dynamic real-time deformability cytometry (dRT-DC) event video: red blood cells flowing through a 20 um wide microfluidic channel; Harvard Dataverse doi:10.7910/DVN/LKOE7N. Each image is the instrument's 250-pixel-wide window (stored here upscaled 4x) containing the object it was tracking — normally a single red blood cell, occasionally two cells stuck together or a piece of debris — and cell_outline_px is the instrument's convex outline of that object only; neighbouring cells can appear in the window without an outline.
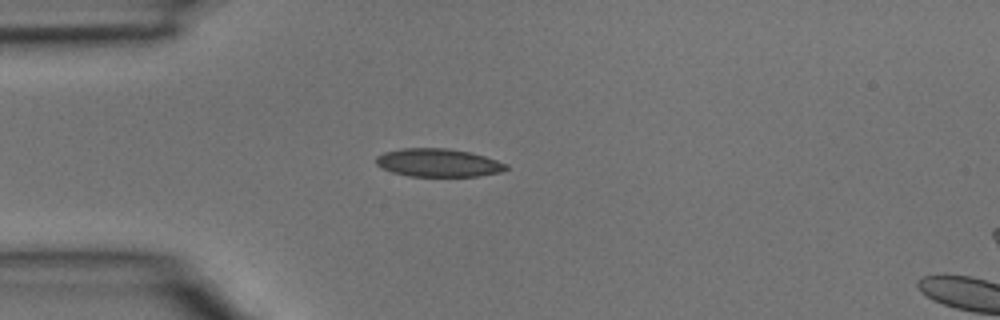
{"species": "common noctule bat (a hibernating species)", "species_latin": "Nyctalus noctula", "temperature_condition": "room temperature", "stored_images_in_passage": 2, "camera_frame_rate_fps": 3000, "um_per_image_px": 0.085, "animal": {"sex": "male", "body_mass_g": 15.6}, "frame": {"image": 1, "passage_image": 2, "time_ms": 0.333, "image_size_px": [1000, 320], "cell_outline_px": [[508, 168], [500, 172], [480, 176], [408, 176], [392, 172], [376, 164], [376, 156], [384, 152], [400, 148], [448, 148], [468, 152], [484, 156], [508, 164]], "centroid_in_image_um": [37.24, 13.83], "position_along_channel_um": 47.8, "area_um2": 21.27}}